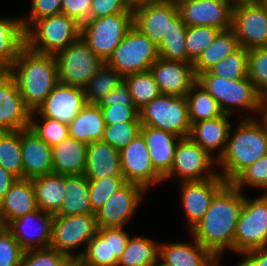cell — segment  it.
Returning a JSON list of instances; mask_svg holds the SVG:
<instances>
[{
    "instance_id": "1",
    "label": "cell",
    "mask_w": 267,
    "mask_h": 266,
    "mask_svg": "<svg viewBox=\"0 0 267 266\" xmlns=\"http://www.w3.org/2000/svg\"><path fill=\"white\" fill-rule=\"evenodd\" d=\"M243 201L244 193L227 182L215 194L200 222L188 232L219 261L227 251L233 253L234 235Z\"/></svg>"
},
{
    "instance_id": "2",
    "label": "cell",
    "mask_w": 267,
    "mask_h": 266,
    "mask_svg": "<svg viewBox=\"0 0 267 266\" xmlns=\"http://www.w3.org/2000/svg\"><path fill=\"white\" fill-rule=\"evenodd\" d=\"M234 124L225 151L217 161L218 174L226 182H232L243 170L267 154V118L264 115L240 118Z\"/></svg>"
},
{
    "instance_id": "3",
    "label": "cell",
    "mask_w": 267,
    "mask_h": 266,
    "mask_svg": "<svg viewBox=\"0 0 267 266\" xmlns=\"http://www.w3.org/2000/svg\"><path fill=\"white\" fill-rule=\"evenodd\" d=\"M16 81L24 105L32 112L59 83L56 56L25 45L8 71Z\"/></svg>"
},
{
    "instance_id": "4",
    "label": "cell",
    "mask_w": 267,
    "mask_h": 266,
    "mask_svg": "<svg viewBox=\"0 0 267 266\" xmlns=\"http://www.w3.org/2000/svg\"><path fill=\"white\" fill-rule=\"evenodd\" d=\"M80 24L65 14L36 20L26 31V45L33 51L56 55L80 37Z\"/></svg>"
},
{
    "instance_id": "5",
    "label": "cell",
    "mask_w": 267,
    "mask_h": 266,
    "mask_svg": "<svg viewBox=\"0 0 267 266\" xmlns=\"http://www.w3.org/2000/svg\"><path fill=\"white\" fill-rule=\"evenodd\" d=\"M245 194L233 241L236 255L267 247V193L253 199Z\"/></svg>"
},
{
    "instance_id": "6",
    "label": "cell",
    "mask_w": 267,
    "mask_h": 266,
    "mask_svg": "<svg viewBox=\"0 0 267 266\" xmlns=\"http://www.w3.org/2000/svg\"><path fill=\"white\" fill-rule=\"evenodd\" d=\"M141 125L170 132L180 138L188 137L191 130L187 99L160 94L139 110Z\"/></svg>"
},
{
    "instance_id": "7",
    "label": "cell",
    "mask_w": 267,
    "mask_h": 266,
    "mask_svg": "<svg viewBox=\"0 0 267 266\" xmlns=\"http://www.w3.org/2000/svg\"><path fill=\"white\" fill-rule=\"evenodd\" d=\"M132 26V13L89 19L80 26V38L106 62Z\"/></svg>"
},
{
    "instance_id": "8",
    "label": "cell",
    "mask_w": 267,
    "mask_h": 266,
    "mask_svg": "<svg viewBox=\"0 0 267 266\" xmlns=\"http://www.w3.org/2000/svg\"><path fill=\"white\" fill-rule=\"evenodd\" d=\"M217 161L189 136L180 138L170 171L163 183L173 179L180 182L202 181L218 174Z\"/></svg>"
},
{
    "instance_id": "9",
    "label": "cell",
    "mask_w": 267,
    "mask_h": 266,
    "mask_svg": "<svg viewBox=\"0 0 267 266\" xmlns=\"http://www.w3.org/2000/svg\"><path fill=\"white\" fill-rule=\"evenodd\" d=\"M158 58L157 46L132 26L105 64L124 77L127 74L148 71Z\"/></svg>"
},
{
    "instance_id": "10",
    "label": "cell",
    "mask_w": 267,
    "mask_h": 266,
    "mask_svg": "<svg viewBox=\"0 0 267 266\" xmlns=\"http://www.w3.org/2000/svg\"><path fill=\"white\" fill-rule=\"evenodd\" d=\"M55 56L59 83L83 89L105 64L80 37Z\"/></svg>"
},
{
    "instance_id": "11",
    "label": "cell",
    "mask_w": 267,
    "mask_h": 266,
    "mask_svg": "<svg viewBox=\"0 0 267 266\" xmlns=\"http://www.w3.org/2000/svg\"><path fill=\"white\" fill-rule=\"evenodd\" d=\"M97 232L95 214L54 216L49 247L65 255H82Z\"/></svg>"
},
{
    "instance_id": "12",
    "label": "cell",
    "mask_w": 267,
    "mask_h": 266,
    "mask_svg": "<svg viewBox=\"0 0 267 266\" xmlns=\"http://www.w3.org/2000/svg\"><path fill=\"white\" fill-rule=\"evenodd\" d=\"M146 193L143 186L126 182L95 213L98 228L126 227L145 202Z\"/></svg>"
},
{
    "instance_id": "13",
    "label": "cell",
    "mask_w": 267,
    "mask_h": 266,
    "mask_svg": "<svg viewBox=\"0 0 267 266\" xmlns=\"http://www.w3.org/2000/svg\"><path fill=\"white\" fill-rule=\"evenodd\" d=\"M231 29L241 47H267V2L233 6Z\"/></svg>"
},
{
    "instance_id": "14",
    "label": "cell",
    "mask_w": 267,
    "mask_h": 266,
    "mask_svg": "<svg viewBox=\"0 0 267 266\" xmlns=\"http://www.w3.org/2000/svg\"><path fill=\"white\" fill-rule=\"evenodd\" d=\"M121 172L126 182L143 186L149 193L162 186L163 177L154 169L147 145L139 133L124 149L119 151Z\"/></svg>"
},
{
    "instance_id": "15",
    "label": "cell",
    "mask_w": 267,
    "mask_h": 266,
    "mask_svg": "<svg viewBox=\"0 0 267 266\" xmlns=\"http://www.w3.org/2000/svg\"><path fill=\"white\" fill-rule=\"evenodd\" d=\"M226 183L219 174L202 181L179 183L180 208L182 207V212H184L187 232L200 222L209 209L215 194Z\"/></svg>"
},
{
    "instance_id": "16",
    "label": "cell",
    "mask_w": 267,
    "mask_h": 266,
    "mask_svg": "<svg viewBox=\"0 0 267 266\" xmlns=\"http://www.w3.org/2000/svg\"><path fill=\"white\" fill-rule=\"evenodd\" d=\"M187 27L210 26L221 31L232 28L231 0H176Z\"/></svg>"
},
{
    "instance_id": "17",
    "label": "cell",
    "mask_w": 267,
    "mask_h": 266,
    "mask_svg": "<svg viewBox=\"0 0 267 266\" xmlns=\"http://www.w3.org/2000/svg\"><path fill=\"white\" fill-rule=\"evenodd\" d=\"M178 14L176 0L150 3L132 11L133 26L158 47L163 36H166L169 31V22Z\"/></svg>"
},
{
    "instance_id": "18",
    "label": "cell",
    "mask_w": 267,
    "mask_h": 266,
    "mask_svg": "<svg viewBox=\"0 0 267 266\" xmlns=\"http://www.w3.org/2000/svg\"><path fill=\"white\" fill-rule=\"evenodd\" d=\"M54 215L37 209L8 224V230L24 251L50 246Z\"/></svg>"
},
{
    "instance_id": "19",
    "label": "cell",
    "mask_w": 267,
    "mask_h": 266,
    "mask_svg": "<svg viewBox=\"0 0 267 266\" xmlns=\"http://www.w3.org/2000/svg\"><path fill=\"white\" fill-rule=\"evenodd\" d=\"M30 114L13 76L0 71V132L29 128Z\"/></svg>"
},
{
    "instance_id": "20",
    "label": "cell",
    "mask_w": 267,
    "mask_h": 266,
    "mask_svg": "<svg viewBox=\"0 0 267 266\" xmlns=\"http://www.w3.org/2000/svg\"><path fill=\"white\" fill-rule=\"evenodd\" d=\"M86 104L83 88L58 83L36 109L41 117L69 124Z\"/></svg>"
},
{
    "instance_id": "21",
    "label": "cell",
    "mask_w": 267,
    "mask_h": 266,
    "mask_svg": "<svg viewBox=\"0 0 267 266\" xmlns=\"http://www.w3.org/2000/svg\"><path fill=\"white\" fill-rule=\"evenodd\" d=\"M161 94L186 96L197 81L193 64L158 58L150 67Z\"/></svg>"
},
{
    "instance_id": "22",
    "label": "cell",
    "mask_w": 267,
    "mask_h": 266,
    "mask_svg": "<svg viewBox=\"0 0 267 266\" xmlns=\"http://www.w3.org/2000/svg\"><path fill=\"white\" fill-rule=\"evenodd\" d=\"M23 179H33L53 173L52 148L32 129L21 130Z\"/></svg>"
},
{
    "instance_id": "23",
    "label": "cell",
    "mask_w": 267,
    "mask_h": 266,
    "mask_svg": "<svg viewBox=\"0 0 267 266\" xmlns=\"http://www.w3.org/2000/svg\"><path fill=\"white\" fill-rule=\"evenodd\" d=\"M223 114L191 125L189 137L206 150L216 161L223 155L233 121Z\"/></svg>"
},
{
    "instance_id": "24",
    "label": "cell",
    "mask_w": 267,
    "mask_h": 266,
    "mask_svg": "<svg viewBox=\"0 0 267 266\" xmlns=\"http://www.w3.org/2000/svg\"><path fill=\"white\" fill-rule=\"evenodd\" d=\"M192 242H160L159 257L172 266H220L219 261L191 235Z\"/></svg>"
},
{
    "instance_id": "25",
    "label": "cell",
    "mask_w": 267,
    "mask_h": 266,
    "mask_svg": "<svg viewBox=\"0 0 267 266\" xmlns=\"http://www.w3.org/2000/svg\"><path fill=\"white\" fill-rule=\"evenodd\" d=\"M140 134L147 145L154 169L164 177L171 169L180 137L145 125H141Z\"/></svg>"
},
{
    "instance_id": "26",
    "label": "cell",
    "mask_w": 267,
    "mask_h": 266,
    "mask_svg": "<svg viewBox=\"0 0 267 266\" xmlns=\"http://www.w3.org/2000/svg\"><path fill=\"white\" fill-rule=\"evenodd\" d=\"M87 180L124 177L121 172L119 151L103 141L87 144L86 166Z\"/></svg>"
},
{
    "instance_id": "27",
    "label": "cell",
    "mask_w": 267,
    "mask_h": 266,
    "mask_svg": "<svg viewBox=\"0 0 267 266\" xmlns=\"http://www.w3.org/2000/svg\"><path fill=\"white\" fill-rule=\"evenodd\" d=\"M245 113L240 114L239 113ZM238 118H256L263 115V98L257 93L248 77L229 80L226 114ZM250 113V114H249Z\"/></svg>"
},
{
    "instance_id": "28",
    "label": "cell",
    "mask_w": 267,
    "mask_h": 266,
    "mask_svg": "<svg viewBox=\"0 0 267 266\" xmlns=\"http://www.w3.org/2000/svg\"><path fill=\"white\" fill-rule=\"evenodd\" d=\"M26 45V35L19 16H0V71H9Z\"/></svg>"
},
{
    "instance_id": "29",
    "label": "cell",
    "mask_w": 267,
    "mask_h": 266,
    "mask_svg": "<svg viewBox=\"0 0 267 266\" xmlns=\"http://www.w3.org/2000/svg\"><path fill=\"white\" fill-rule=\"evenodd\" d=\"M52 148L53 173L83 174L86 166L87 144L68 136Z\"/></svg>"
},
{
    "instance_id": "30",
    "label": "cell",
    "mask_w": 267,
    "mask_h": 266,
    "mask_svg": "<svg viewBox=\"0 0 267 266\" xmlns=\"http://www.w3.org/2000/svg\"><path fill=\"white\" fill-rule=\"evenodd\" d=\"M65 198L54 216L95 214L89 197V183L84 174L64 175Z\"/></svg>"
},
{
    "instance_id": "31",
    "label": "cell",
    "mask_w": 267,
    "mask_h": 266,
    "mask_svg": "<svg viewBox=\"0 0 267 266\" xmlns=\"http://www.w3.org/2000/svg\"><path fill=\"white\" fill-rule=\"evenodd\" d=\"M101 107L86 103L76 117L68 124L69 136L90 144L101 141L105 130Z\"/></svg>"
},
{
    "instance_id": "32",
    "label": "cell",
    "mask_w": 267,
    "mask_h": 266,
    "mask_svg": "<svg viewBox=\"0 0 267 266\" xmlns=\"http://www.w3.org/2000/svg\"><path fill=\"white\" fill-rule=\"evenodd\" d=\"M7 224L38 209L31 179H18L1 200Z\"/></svg>"
},
{
    "instance_id": "33",
    "label": "cell",
    "mask_w": 267,
    "mask_h": 266,
    "mask_svg": "<svg viewBox=\"0 0 267 266\" xmlns=\"http://www.w3.org/2000/svg\"><path fill=\"white\" fill-rule=\"evenodd\" d=\"M31 180L38 209L55 215L65 198L64 175L51 173Z\"/></svg>"
},
{
    "instance_id": "34",
    "label": "cell",
    "mask_w": 267,
    "mask_h": 266,
    "mask_svg": "<svg viewBox=\"0 0 267 266\" xmlns=\"http://www.w3.org/2000/svg\"><path fill=\"white\" fill-rule=\"evenodd\" d=\"M239 41L232 29L220 31L213 42L193 63L195 76L208 71L212 66L240 48Z\"/></svg>"
},
{
    "instance_id": "35",
    "label": "cell",
    "mask_w": 267,
    "mask_h": 266,
    "mask_svg": "<svg viewBox=\"0 0 267 266\" xmlns=\"http://www.w3.org/2000/svg\"><path fill=\"white\" fill-rule=\"evenodd\" d=\"M159 243L144 235H132L117 266H152L159 257Z\"/></svg>"
},
{
    "instance_id": "36",
    "label": "cell",
    "mask_w": 267,
    "mask_h": 266,
    "mask_svg": "<svg viewBox=\"0 0 267 266\" xmlns=\"http://www.w3.org/2000/svg\"><path fill=\"white\" fill-rule=\"evenodd\" d=\"M186 32L187 26L178 14L169 22V31L166 36H163L161 44L157 47L159 57L169 61L193 64L188 58L185 47Z\"/></svg>"
},
{
    "instance_id": "37",
    "label": "cell",
    "mask_w": 267,
    "mask_h": 266,
    "mask_svg": "<svg viewBox=\"0 0 267 266\" xmlns=\"http://www.w3.org/2000/svg\"><path fill=\"white\" fill-rule=\"evenodd\" d=\"M185 97L191 124L224 114L218 102L197 81L191 86Z\"/></svg>"
},
{
    "instance_id": "38",
    "label": "cell",
    "mask_w": 267,
    "mask_h": 266,
    "mask_svg": "<svg viewBox=\"0 0 267 266\" xmlns=\"http://www.w3.org/2000/svg\"><path fill=\"white\" fill-rule=\"evenodd\" d=\"M0 166L17 179H23L21 130L0 132Z\"/></svg>"
},
{
    "instance_id": "39",
    "label": "cell",
    "mask_w": 267,
    "mask_h": 266,
    "mask_svg": "<svg viewBox=\"0 0 267 266\" xmlns=\"http://www.w3.org/2000/svg\"><path fill=\"white\" fill-rule=\"evenodd\" d=\"M129 92L138 110L158 97L161 92L150 70L124 76Z\"/></svg>"
},
{
    "instance_id": "40",
    "label": "cell",
    "mask_w": 267,
    "mask_h": 266,
    "mask_svg": "<svg viewBox=\"0 0 267 266\" xmlns=\"http://www.w3.org/2000/svg\"><path fill=\"white\" fill-rule=\"evenodd\" d=\"M122 79L124 77L117 70L104 64L84 88L86 103L95 104L101 95L114 90Z\"/></svg>"
},
{
    "instance_id": "41",
    "label": "cell",
    "mask_w": 267,
    "mask_h": 266,
    "mask_svg": "<svg viewBox=\"0 0 267 266\" xmlns=\"http://www.w3.org/2000/svg\"><path fill=\"white\" fill-rule=\"evenodd\" d=\"M83 260L90 266H117L118 260L110 258L109 228H98V232L88 242Z\"/></svg>"
},
{
    "instance_id": "42",
    "label": "cell",
    "mask_w": 267,
    "mask_h": 266,
    "mask_svg": "<svg viewBox=\"0 0 267 266\" xmlns=\"http://www.w3.org/2000/svg\"><path fill=\"white\" fill-rule=\"evenodd\" d=\"M30 128L50 147L60 143L69 136L68 124L56 119L41 117L36 111L30 114Z\"/></svg>"
},
{
    "instance_id": "43",
    "label": "cell",
    "mask_w": 267,
    "mask_h": 266,
    "mask_svg": "<svg viewBox=\"0 0 267 266\" xmlns=\"http://www.w3.org/2000/svg\"><path fill=\"white\" fill-rule=\"evenodd\" d=\"M248 50L240 47L234 53L212 66L208 71L216 77L240 80L247 77Z\"/></svg>"
},
{
    "instance_id": "44",
    "label": "cell",
    "mask_w": 267,
    "mask_h": 266,
    "mask_svg": "<svg viewBox=\"0 0 267 266\" xmlns=\"http://www.w3.org/2000/svg\"><path fill=\"white\" fill-rule=\"evenodd\" d=\"M247 64V77L264 99L267 96V47L249 49Z\"/></svg>"
},
{
    "instance_id": "45",
    "label": "cell",
    "mask_w": 267,
    "mask_h": 266,
    "mask_svg": "<svg viewBox=\"0 0 267 266\" xmlns=\"http://www.w3.org/2000/svg\"><path fill=\"white\" fill-rule=\"evenodd\" d=\"M231 183L243 193L247 187L267 193V154L243 170Z\"/></svg>"
},
{
    "instance_id": "46",
    "label": "cell",
    "mask_w": 267,
    "mask_h": 266,
    "mask_svg": "<svg viewBox=\"0 0 267 266\" xmlns=\"http://www.w3.org/2000/svg\"><path fill=\"white\" fill-rule=\"evenodd\" d=\"M220 31L210 26L187 27L185 47L188 58L194 63Z\"/></svg>"
},
{
    "instance_id": "47",
    "label": "cell",
    "mask_w": 267,
    "mask_h": 266,
    "mask_svg": "<svg viewBox=\"0 0 267 266\" xmlns=\"http://www.w3.org/2000/svg\"><path fill=\"white\" fill-rule=\"evenodd\" d=\"M140 129V121H127L106 125L101 141L121 151L140 133Z\"/></svg>"
},
{
    "instance_id": "48",
    "label": "cell",
    "mask_w": 267,
    "mask_h": 266,
    "mask_svg": "<svg viewBox=\"0 0 267 266\" xmlns=\"http://www.w3.org/2000/svg\"><path fill=\"white\" fill-rule=\"evenodd\" d=\"M88 183L92 209L96 213L126 181L124 177H108L106 179L88 180Z\"/></svg>"
},
{
    "instance_id": "49",
    "label": "cell",
    "mask_w": 267,
    "mask_h": 266,
    "mask_svg": "<svg viewBox=\"0 0 267 266\" xmlns=\"http://www.w3.org/2000/svg\"><path fill=\"white\" fill-rule=\"evenodd\" d=\"M62 0H30L29 11L22 14V24L26 31L36 20L61 14Z\"/></svg>"
},
{
    "instance_id": "50",
    "label": "cell",
    "mask_w": 267,
    "mask_h": 266,
    "mask_svg": "<svg viewBox=\"0 0 267 266\" xmlns=\"http://www.w3.org/2000/svg\"><path fill=\"white\" fill-rule=\"evenodd\" d=\"M197 82L213 96V98L218 102L223 113L226 114L229 80L213 76L209 71H206L197 76Z\"/></svg>"
},
{
    "instance_id": "51",
    "label": "cell",
    "mask_w": 267,
    "mask_h": 266,
    "mask_svg": "<svg viewBox=\"0 0 267 266\" xmlns=\"http://www.w3.org/2000/svg\"><path fill=\"white\" fill-rule=\"evenodd\" d=\"M24 250L7 229L0 233V266H20Z\"/></svg>"
},
{
    "instance_id": "52",
    "label": "cell",
    "mask_w": 267,
    "mask_h": 266,
    "mask_svg": "<svg viewBox=\"0 0 267 266\" xmlns=\"http://www.w3.org/2000/svg\"><path fill=\"white\" fill-rule=\"evenodd\" d=\"M64 253L51 247L24 251L20 266H59Z\"/></svg>"
},
{
    "instance_id": "53",
    "label": "cell",
    "mask_w": 267,
    "mask_h": 266,
    "mask_svg": "<svg viewBox=\"0 0 267 266\" xmlns=\"http://www.w3.org/2000/svg\"><path fill=\"white\" fill-rule=\"evenodd\" d=\"M106 125L127 121H140L139 110L136 106L114 104L112 106H100Z\"/></svg>"
},
{
    "instance_id": "54",
    "label": "cell",
    "mask_w": 267,
    "mask_h": 266,
    "mask_svg": "<svg viewBox=\"0 0 267 266\" xmlns=\"http://www.w3.org/2000/svg\"><path fill=\"white\" fill-rule=\"evenodd\" d=\"M125 0H92L89 19H99L119 13H132Z\"/></svg>"
},
{
    "instance_id": "55",
    "label": "cell",
    "mask_w": 267,
    "mask_h": 266,
    "mask_svg": "<svg viewBox=\"0 0 267 266\" xmlns=\"http://www.w3.org/2000/svg\"><path fill=\"white\" fill-rule=\"evenodd\" d=\"M114 104L135 106L133 98L129 92L128 83L125 79H122L114 90L101 95L100 99L95 103V105L98 106H112Z\"/></svg>"
},
{
    "instance_id": "56",
    "label": "cell",
    "mask_w": 267,
    "mask_h": 266,
    "mask_svg": "<svg viewBox=\"0 0 267 266\" xmlns=\"http://www.w3.org/2000/svg\"><path fill=\"white\" fill-rule=\"evenodd\" d=\"M92 0H62L61 13L82 25L89 20Z\"/></svg>"
},
{
    "instance_id": "57",
    "label": "cell",
    "mask_w": 267,
    "mask_h": 266,
    "mask_svg": "<svg viewBox=\"0 0 267 266\" xmlns=\"http://www.w3.org/2000/svg\"><path fill=\"white\" fill-rule=\"evenodd\" d=\"M130 236L131 233L129 234L125 227L109 228L110 258L119 260L127 247Z\"/></svg>"
},
{
    "instance_id": "58",
    "label": "cell",
    "mask_w": 267,
    "mask_h": 266,
    "mask_svg": "<svg viewBox=\"0 0 267 266\" xmlns=\"http://www.w3.org/2000/svg\"><path fill=\"white\" fill-rule=\"evenodd\" d=\"M239 256L242 258L234 266H267V247L250 250Z\"/></svg>"
},
{
    "instance_id": "59",
    "label": "cell",
    "mask_w": 267,
    "mask_h": 266,
    "mask_svg": "<svg viewBox=\"0 0 267 266\" xmlns=\"http://www.w3.org/2000/svg\"><path fill=\"white\" fill-rule=\"evenodd\" d=\"M18 179L0 166V201Z\"/></svg>"
},
{
    "instance_id": "60",
    "label": "cell",
    "mask_w": 267,
    "mask_h": 266,
    "mask_svg": "<svg viewBox=\"0 0 267 266\" xmlns=\"http://www.w3.org/2000/svg\"><path fill=\"white\" fill-rule=\"evenodd\" d=\"M84 263L82 255H65L59 266H82Z\"/></svg>"
},
{
    "instance_id": "61",
    "label": "cell",
    "mask_w": 267,
    "mask_h": 266,
    "mask_svg": "<svg viewBox=\"0 0 267 266\" xmlns=\"http://www.w3.org/2000/svg\"><path fill=\"white\" fill-rule=\"evenodd\" d=\"M128 6L130 7L131 10H134L137 7L147 5L150 3H156L160 2L162 0H125Z\"/></svg>"
},
{
    "instance_id": "62",
    "label": "cell",
    "mask_w": 267,
    "mask_h": 266,
    "mask_svg": "<svg viewBox=\"0 0 267 266\" xmlns=\"http://www.w3.org/2000/svg\"><path fill=\"white\" fill-rule=\"evenodd\" d=\"M8 229V224L5 220L3 210H2V205L0 201V233L6 231Z\"/></svg>"
},
{
    "instance_id": "63",
    "label": "cell",
    "mask_w": 267,
    "mask_h": 266,
    "mask_svg": "<svg viewBox=\"0 0 267 266\" xmlns=\"http://www.w3.org/2000/svg\"><path fill=\"white\" fill-rule=\"evenodd\" d=\"M233 6L238 4H245V3H263L264 0H231Z\"/></svg>"
},
{
    "instance_id": "64",
    "label": "cell",
    "mask_w": 267,
    "mask_h": 266,
    "mask_svg": "<svg viewBox=\"0 0 267 266\" xmlns=\"http://www.w3.org/2000/svg\"><path fill=\"white\" fill-rule=\"evenodd\" d=\"M152 266H172L164 262L160 257L155 261V263Z\"/></svg>"
},
{
    "instance_id": "65",
    "label": "cell",
    "mask_w": 267,
    "mask_h": 266,
    "mask_svg": "<svg viewBox=\"0 0 267 266\" xmlns=\"http://www.w3.org/2000/svg\"><path fill=\"white\" fill-rule=\"evenodd\" d=\"M263 115L267 118V96L263 99Z\"/></svg>"
}]
</instances>
